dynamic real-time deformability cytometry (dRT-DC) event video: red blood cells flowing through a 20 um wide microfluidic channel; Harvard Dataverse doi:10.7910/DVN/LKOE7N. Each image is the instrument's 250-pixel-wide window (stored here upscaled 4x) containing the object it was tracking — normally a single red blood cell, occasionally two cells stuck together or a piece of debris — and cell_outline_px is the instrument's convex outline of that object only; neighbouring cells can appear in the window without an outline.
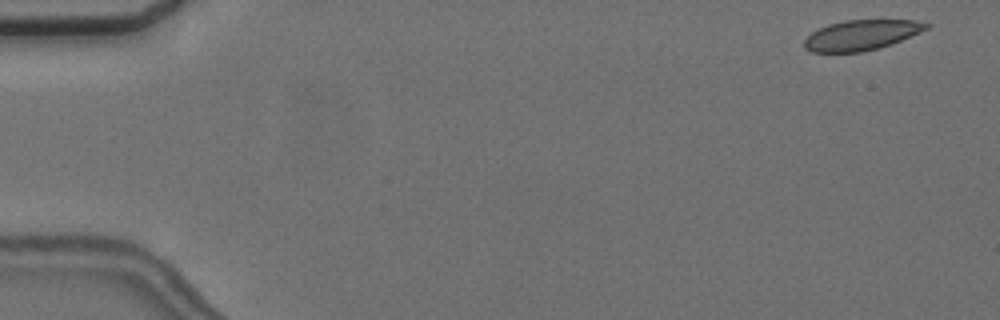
{"species": "common noctule bat (a hibernating species)", "species_latin": "Nyctalus noctula", "temperature_condition": "cold", "stored_images_in_passage": 5, "camera_frame_rate_fps": 3000, "um_per_image_px": 0.085, "animal": {"sex": "female", "body_mass_g": 24.6, "forearm_length_mm": 56.2}, "frame": {"image": 1, "passage_image": 1, "time_ms": 0.0, "image_size_px": [1000, 320], "cell_outline_px": [[932, 24], [928, 28], [892, 44], [860, 52], [812, 52], [804, 48], [804, 40], [812, 32], [828, 24], [844, 20], [916, 20]], "centroid_in_image_um": [73.21, 2.97], "position_along_channel_um": 11.8, "area_um2": 21.33}}